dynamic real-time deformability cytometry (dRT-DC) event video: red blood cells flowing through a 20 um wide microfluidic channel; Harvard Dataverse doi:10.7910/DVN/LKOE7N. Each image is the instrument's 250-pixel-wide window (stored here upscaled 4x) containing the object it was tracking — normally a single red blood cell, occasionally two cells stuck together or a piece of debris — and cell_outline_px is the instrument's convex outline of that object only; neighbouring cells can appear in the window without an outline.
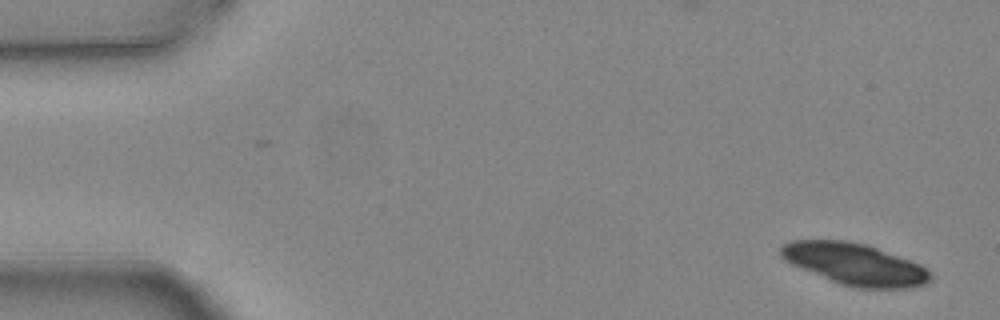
{"species": "common noctule bat (a hibernating species)", "species_latin": "Nyctalus noctula", "temperature_condition": "warm", "stored_images_in_passage": 8, "camera_frame_rate_fps": 3000, "um_per_image_px": 0.085, "animal": {"sex": "female", "body_mass_g": 24.6, "forearm_length_mm": 56.2}, "frame": {"image": 1, "passage_image": 1, "time_ms": 0.0, "image_size_px": [1000, 320], "cell_outline_px": [[932, 280], [924, 284], [908, 288], [856, 288], [840, 284], [792, 264], [784, 260], [780, 256], [780, 248], [784, 244], [792, 240], [848, 240], [864, 244], [876, 248], [920, 264], [932, 272]], "centroid_in_image_um": [72.67, 22.45], "position_along_channel_um": 12.3, "area_um2": 36.13}}
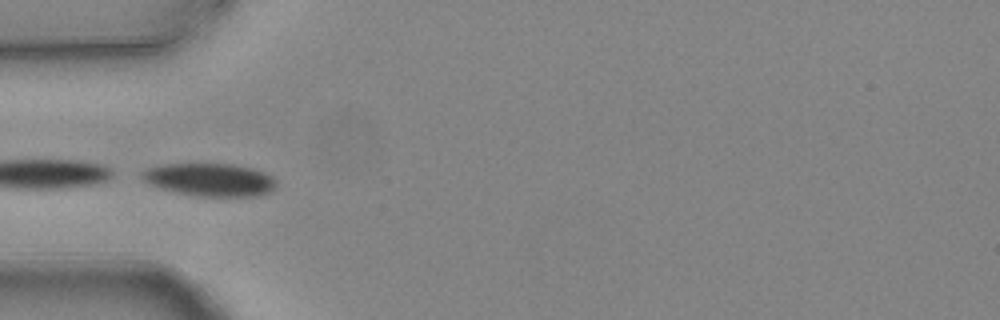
{"frame": {"image": 2, "passage_image": 5, "time_ms": 1.333, "image_size_px": [1000, 320], "cell_outline_px": [[276, 188], [268, 192], [256, 196], [192, 196], [160, 188], [144, 180], [140, 176], [140, 172], [148, 168], [164, 164], [232, 164], [252, 168], [264, 172], [272, 176], [276, 180]], "centroid_in_image_um": [17.85, 15.27], "position_along_channel_um": 67.1, "area_um2": 25.72}}
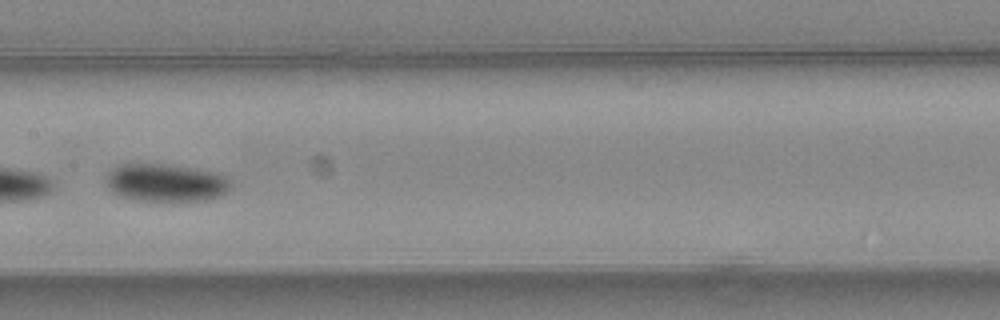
{"frame": {"image": 3, "passage_image": 8, "time_ms": 2.333, "image_size_px": [1000, 320], "cell_outline_px": [[232, 188], [228, 192], [212, 200], [176, 204], [136, 200], [120, 196], [112, 192], [108, 188], [104, 180], [104, 176], [116, 164], [160, 164], [196, 168], [220, 172], [232, 180]], "centroid_in_image_um": [14.15, 15.58], "position_along_channel_um": 193.2, "area_um2": 29.19}}